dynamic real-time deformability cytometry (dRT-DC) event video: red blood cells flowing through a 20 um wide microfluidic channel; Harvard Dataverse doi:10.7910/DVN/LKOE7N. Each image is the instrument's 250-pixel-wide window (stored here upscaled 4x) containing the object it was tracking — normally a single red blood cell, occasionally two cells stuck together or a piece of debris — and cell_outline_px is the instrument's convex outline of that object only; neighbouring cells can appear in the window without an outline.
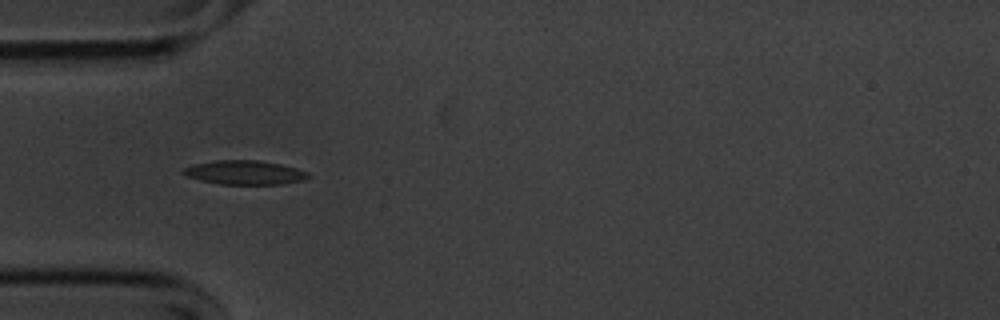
{"species": "common noctule bat (a hibernating species)", "species_latin": "Nyctalus noctula", "temperature_condition": "cold", "stored_images_in_passage": 43, "camera_frame_rate_fps": 3000, "um_per_image_px": 0.085, "animal": {"sex": "male", "body_mass_g": 20.1, "forearm_length_mm": 53.5}, "frame": {"image": 1, "passage_image": 4, "time_ms": 1.0, "image_size_px": [1000, 320], "cell_outline_px": [[312, 176], [300, 180], [280, 184], [220, 184], [200, 180], [188, 176], [180, 172], [184, 168], [196, 164], [216, 160], [256, 160], [280, 164], [296, 168], [308, 172]], "centroid_in_image_um": [20.79, 14.66], "position_along_channel_um": 64.2, "area_um2": 17.28}}
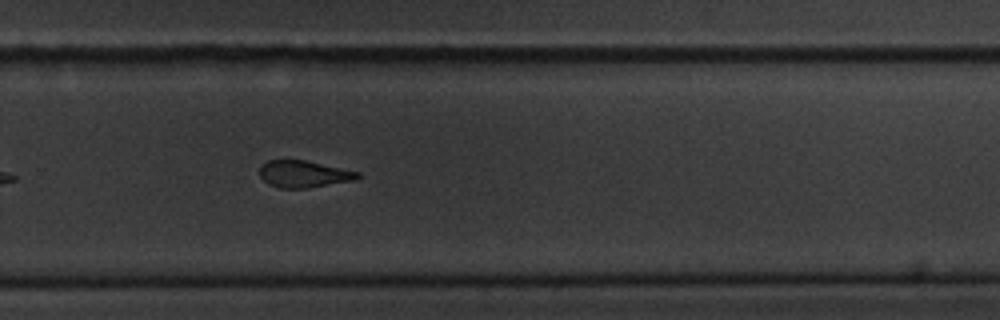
{"frame": {"image": 2, "passage_image": 24, "time_ms": 7.667, "image_size_px": [1000, 320], "cell_outline_px": [[360, 176], [356, 180], [308, 188], [280, 188], [268, 184], [260, 176], [260, 164], [268, 160], [304, 160], [360, 172]], "centroid_in_image_um": [25.81, 14.79], "position_along_channel_um": 304.0, "area_um2": 15.37}}
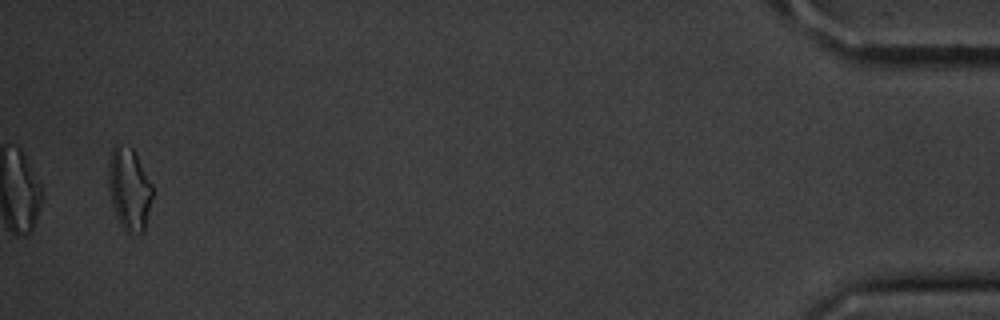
{"frame": {"image": 3, "passage_image": 41, "time_ms": 13.333, "image_size_px": [1000, 320], "cell_outline_px": [[152, 196], [144, 232], [128, 236], [124, 232], [116, 216], [112, 204], [108, 188], [108, 164], [112, 148], [116, 144], [132, 148], [136, 152], [152, 184]], "centroid_in_image_um": [10.98, 16.1], "position_along_channel_um": 424.2, "area_um2": 21.5}, "authors_computed_cell_mechanics": {"area_um2": 16.8198, "velocity_mm_per_s": 3.5993, "shape_relaxation_time_tau1_ms": 3.0673, "shape_relaxation_time_tau2_ms": 3.7363, "deformation_change_tau1": 0.1223, "deformation_change_tau2": 0.1188}}